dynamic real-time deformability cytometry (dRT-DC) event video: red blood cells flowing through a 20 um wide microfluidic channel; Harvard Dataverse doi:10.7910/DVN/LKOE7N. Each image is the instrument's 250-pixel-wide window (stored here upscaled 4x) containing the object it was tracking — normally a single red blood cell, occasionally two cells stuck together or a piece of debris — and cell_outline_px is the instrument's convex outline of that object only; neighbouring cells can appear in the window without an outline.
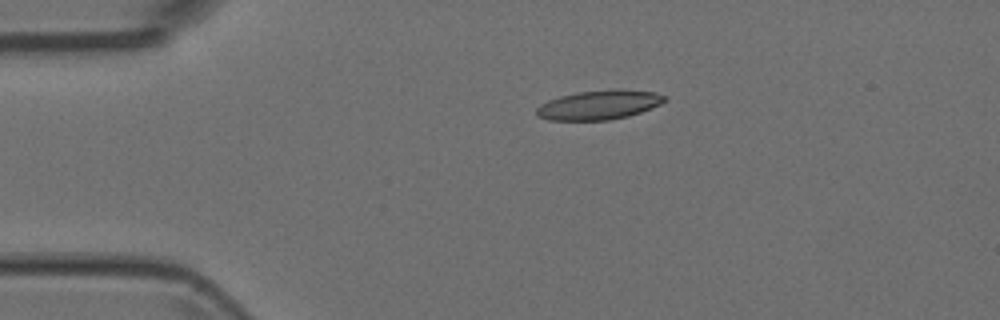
{"species": "Egyptian fruit bat (a non-hibernating species)", "species_latin": "Rousettus aegyptiacus", "temperature_condition": "room temperature", "stored_images_in_passage": 5, "camera_frame_rate_fps": 3000, "um_per_image_px": 0.085, "animal": {"sex": "female"}, "frame": {"image": 1, "passage_image": 4, "time_ms": 1.0, "image_size_px": [1000, 320], "cell_outline_px": [[668, 100], [660, 104], [640, 112], [628, 116], [608, 120], [548, 120], [536, 116], [536, 108], [540, 104], [548, 100], [560, 96], [576, 92], [620, 88], [624, 88], [656, 92], [668, 96]], "centroid_in_image_um": [50.94, 8.9], "position_along_channel_um": 34.1, "area_um2": 22.25}}